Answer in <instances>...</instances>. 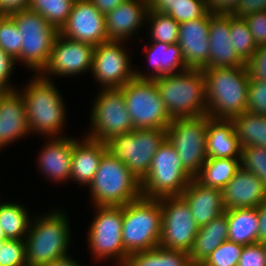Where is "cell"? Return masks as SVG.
I'll return each mask as SVG.
<instances>
[{
	"label": "cell",
	"mask_w": 266,
	"mask_h": 266,
	"mask_svg": "<svg viewBox=\"0 0 266 266\" xmlns=\"http://www.w3.org/2000/svg\"><path fill=\"white\" fill-rule=\"evenodd\" d=\"M9 91L8 88L3 87L0 85V103L2 101V99L4 98V96L7 94V92Z\"/></svg>",
	"instance_id": "11a10c76"
},
{
	"label": "cell",
	"mask_w": 266,
	"mask_h": 266,
	"mask_svg": "<svg viewBox=\"0 0 266 266\" xmlns=\"http://www.w3.org/2000/svg\"><path fill=\"white\" fill-rule=\"evenodd\" d=\"M181 196L188 203L199 228L226 211L222 190L203 186L195 178L188 183Z\"/></svg>",
	"instance_id": "cb8c5ba5"
},
{
	"label": "cell",
	"mask_w": 266,
	"mask_h": 266,
	"mask_svg": "<svg viewBox=\"0 0 266 266\" xmlns=\"http://www.w3.org/2000/svg\"><path fill=\"white\" fill-rule=\"evenodd\" d=\"M31 219L23 205L13 202L0 203V227L7 239L24 240L29 231Z\"/></svg>",
	"instance_id": "d6a6232c"
},
{
	"label": "cell",
	"mask_w": 266,
	"mask_h": 266,
	"mask_svg": "<svg viewBox=\"0 0 266 266\" xmlns=\"http://www.w3.org/2000/svg\"><path fill=\"white\" fill-rule=\"evenodd\" d=\"M0 266H27L25 240L0 241Z\"/></svg>",
	"instance_id": "ab89813d"
},
{
	"label": "cell",
	"mask_w": 266,
	"mask_h": 266,
	"mask_svg": "<svg viewBox=\"0 0 266 266\" xmlns=\"http://www.w3.org/2000/svg\"><path fill=\"white\" fill-rule=\"evenodd\" d=\"M106 151L107 145L102 141L87 136L83 140L73 138L70 180L89 186Z\"/></svg>",
	"instance_id": "d4e9b609"
},
{
	"label": "cell",
	"mask_w": 266,
	"mask_h": 266,
	"mask_svg": "<svg viewBox=\"0 0 266 266\" xmlns=\"http://www.w3.org/2000/svg\"><path fill=\"white\" fill-rule=\"evenodd\" d=\"M44 266H82L79 262H76L70 255L63 257L62 259L54 260L51 263Z\"/></svg>",
	"instance_id": "db71d44e"
},
{
	"label": "cell",
	"mask_w": 266,
	"mask_h": 266,
	"mask_svg": "<svg viewBox=\"0 0 266 266\" xmlns=\"http://www.w3.org/2000/svg\"><path fill=\"white\" fill-rule=\"evenodd\" d=\"M161 228L160 199L141 196L124 205L122 242L125 254L128 256L158 247Z\"/></svg>",
	"instance_id": "8992f818"
},
{
	"label": "cell",
	"mask_w": 266,
	"mask_h": 266,
	"mask_svg": "<svg viewBox=\"0 0 266 266\" xmlns=\"http://www.w3.org/2000/svg\"><path fill=\"white\" fill-rule=\"evenodd\" d=\"M207 158H241V147L231 119L207 115Z\"/></svg>",
	"instance_id": "484cf974"
},
{
	"label": "cell",
	"mask_w": 266,
	"mask_h": 266,
	"mask_svg": "<svg viewBox=\"0 0 266 266\" xmlns=\"http://www.w3.org/2000/svg\"><path fill=\"white\" fill-rule=\"evenodd\" d=\"M90 224L88 244L95 260L112 259L115 266H124L127 255L122 242L123 206H95Z\"/></svg>",
	"instance_id": "8fae6325"
},
{
	"label": "cell",
	"mask_w": 266,
	"mask_h": 266,
	"mask_svg": "<svg viewBox=\"0 0 266 266\" xmlns=\"http://www.w3.org/2000/svg\"><path fill=\"white\" fill-rule=\"evenodd\" d=\"M148 0H127L105 15L108 41H124L145 24Z\"/></svg>",
	"instance_id": "ffe728a7"
},
{
	"label": "cell",
	"mask_w": 266,
	"mask_h": 266,
	"mask_svg": "<svg viewBox=\"0 0 266 266\" xmlns=\"http://www.w3.org/2000/svg\"><path fill=\"white\" fill-rule=\"evenodd\" d=\"M95 46L74 41L60 34L54 42L50 59L41 76L48 79V76H75L91 72L93 53Z\"/></svg>",
	"instance_id": "2e32d148"
},
{
	"label": "cell",
	"mask_w": 266,
	"mask_h": 266,
	"mask_svg": "<svg viewBox=\"0 0 266 266\" xmlns=\"http://www.w3.org/2000/svg\"><path fill=\"white\" fill-rule=\"evenodd\" d=\"M230 36L237 55L247 63L257 46L244 18L230 15Z\"/></svg>",
	"instance_id": "d590c367"
},
{
	"label": "cell",
	"mask_w": 266,
	"mask_h": 266,
	"mask_svg": "<svg viewBox=\"0 0 266 266\" xmlns=\"http://www.w3.org/2000/svg\"><path fill=\"white\" fill-rule=\"evenodd\" d=\"M228 240V220L225 213L200 227L188 252L194 266H199L220 244Z\"/></svg>",
	"instance_id": "83f0119b"
},
{
	"label": "cell",
	"mask_w": 266,
	"mask_h": 266,
	"mask_svg": "<svg viewBox=\"0 0 266 266\" xmlns=\"http://www.w3.org/2000/svg\"><path fill=\"white\" fill-rule=\"evenodd\" d=\"M192 179L183 168L175 148L166 139L154 154L147 175L140 181L141 195L155 199L181 196Z\"/></svg>",
	"instance_id": "ba28073f"
},
{
	"label": "cell",
	"mask_w": 266,
	"mask_h": 266,
	"mask_svg": "<svg viewBox=\"0 0 266 266\" xmlns=\"http://www.w3.org/2000/svg\"><path fill=\"white\" fill-rule=\"evenodd\" d=\"M243 245L229 240L220 244L199 266H237Z\"/></svg>",
	"instance_id": "74e56055"
},
{
	"label": "cell",
	"mask_w": 266,
	"mask_h": 266,
	"mask_svg": "<svg viewBox=\"0 0 266 266\" xmlns=\"http://www.w3.org/2000/svg\"><path fill=\"white\" fill-rule=\"evenodd\" d=\"M266 11V0H239L232 16L245 18L257 12Z\"/></svg>",
	"instance_id": "bcb514c9"
},
{
	"label": "cell",
	"mask_w": 266,
	"mask_h": 266,
	"mask_svg": "<svg viewBox=\"0 0 266 266\" xmlns=\"http://www.w3.org/2000/svg\"><path fill=\"white\" fill-rule=\"evenodd\" d=\"M15 60L7 55L1 48H0V85L3 87L8 88L9 90H13L12 85L9 82L11 81V73L13 72L15 67ZM10 80V81H9Z\"/></svg>",
	"instance_id": "7dc6e473"
},
{
	"label": "cell",
	"mask_w": 266,
	"mask_h": 266,
	"mask_svg": "<svg viewBox=\"0 0 266 266\" xmlns=\"http://www.w3.org/2000/svg\"><path fill=\"white\" fill-rule=\"evenodd\" d=\"M241 168V158H207L194 177L203 186L223 189Z\"/></svg>",
	"instance_id": "f546056e"
},
{
	"label": "cell",
	"mask_w": 266,
	"mask_h": 266,
	"mask_svg": "<svg viewBox=\"0 0 266 266\" xmlns=\"http://www.w3.org/2000/svg\"><path fill=\"white\" fill-rule=\"evenodd\" d=\"M169 116H206V88L202 69L188 68L176 74L153 79Z\"/></svg>",
	"instance_id": "277c9868"
},
{
	"label": "cell",
	"mask_w": 266,
	"mask_h": 266,
	"mask_svg": "<svg viewBox=\"0 0 266 266\" xmlns=\"http://www.w3.org/2000/svg\"><path fill=\"white\" fill-rule=\"evenodd\" d=\"M166 140V129H134L106 142L107 150L120 159L141 181L148 173L158 148Z\"/></svg>",
	"instance_id": "9c48e42d"
},
{
	"label": "cell",
	"mask_w": 266,
	"mask_h": 266,
	"mask_svg": "<svg viewBox=\"0 0 266 266\" xmlns=\"http://www.w3.org/2000/svg\"><path fill=\"white\" fill-rule=\"evenodd\" d=\"M50 78L36 74L24 91L19 90L24 97L29 132H37L47 138L59 137L64 131L67 114L63 97Z\"/></svg>",
	"instance_id": "7a4b0ae2"
},
{
	"label": "cell",
	"mask_w": 266,
	"mask_h": 266,
	"mask_svg": "<svg viewBox=\"0 0 266 266\" xmlns=\"http://www.w3.org/2000/svg\"><path fill=\"white\" fill-rule=\"evenodd\" d=\"M21 33L10 15H0V48L14 60L20 56Z\"/></svg>",
	"instance_id": "8d00e7d4"
},
{
	"label": "cell",
	"mask_w": 266,
	"mask_h": 266,
	"mask_svg": "<svg viewBox=\"0 0 266 266\" xmlns=\"http://www.w3.org/2000/svg\"><path fill=\"white\" fill-rule=\"evenodd\" d=\"M88 187L94 206H124L142 196L140 181L108 150Z\"/></svg>",
	"instance_id": "5b68a950"
},
{
	"label": "cell",
	"mask_w": 266,
	"mask_h": 266,
	"mask_svg": "<svg viewBox=\"0 0 266 266\" xmlns=\"http://www.w3.org/2000/svg\"><path fill=\"white\" fill-rule=\"evenodd\" d=\"M95 7L104 15H106L111 10H114L121 3L126 2L127 0H89Z\"/></svg>",
	"instance_id": "f5cc1de1"
},
{
	"label": "cell",
	"mask_w": 266,
	"mask_h": 266,
	"mask_svg": "<svg viewBox=\"0 0 266 266\" xmlns=\"http://www.w3.org/2000/svg\"><path fill=\"white\" fill-rule=\"evenodd\" d=\"M239 0H206L210 14L231 15Z\"/></svg>",
	"instance_id": "c3c4849f"
},
{
	"label": "cell",
	"mask_w": 266,
	"mask_h": 266,
	"mask_svg": "<svg viewBox=\"0 0 266 266\" xmlns=\"http://www.w3.org/2000/svg\"><path fill=\"white\" fill-rule=\"evenodd\" d=\"M120 89L134 129H167L172 118L154 80L135 78Z\"/></svg>",
	"instance_id": "30bf717a"
},
{
	"label": "cell",
	"mask_w": 266,
	"mask_h": 266,
	"mask_svg": "<svg viewBox=\"0 0 266 266\" xmlns=\"http://www.w3.org/2000/svg\"><path fill=\"white\" fill-rule=\"evenodd\" d=\"M257 47L266 46V11L257 12L244 18Z\"/></svg>",
	"instance_id": "ee69618b"
},
{
	"label": "cell",
	"mask_w": 266,
	"mask_h": 266,
	"mask_svg": "<svg viewBox=\"0 0 266 266\" xmlns=\"http://www.w3.org/2000/svg\"><path fill=\"white\" fill-rule=\"evenodd\" d=\"M228 220V240L240 245L258 243L259 221L256 207L236 208L224 212Z\"/></svg>",
	"instance_id": "f1b7e54d"
},
{
	"label": "cell",
	"mask_w": 266,
	"mask_h": 266,
	"mask_svg": "<svg viewBox=\"0 0 266 266\" xmlns=\"http://www.w3.org/2000/svg\"><path fill=\"white\" fill-rule=\"evenodd\" d=\"M19 90H9L0 103V150L29 134L24 97Z\"/></svg>",
	"instance_id": "603a6c76"
},
{
	"label": "cell",
	"mask_w": 266,
	"mask_h": 266,
	"mask_svg": "<svg viewBox=\"0 0 266 266\" xmlns=\"http://www.w3.org/2000/svg\"><path fill=\"white\" fill-rule=\"evenodd\" d=\"M75 0H31L29 9L39 13L60 30L66 23Z\"/></svg>",
	"instance_id": "836d02e7"
},
{
	"label": "cell",
	"mask_w": 266,
	"mask_h": 266,
	"mask_svg": "<svg viewBox=\"0 0 266 266\" xmlns=\"http://www.w3.org/2000/svg\"><path fill=\"white\" fill-rule=\"evenodd\" d=\"M124 266H194L185 251L165 249L160 246L131 253Z\"/></svg>",
	"instance_id": "4dcf8cb0"
},
{
	"label": "cell",
	"mask_w": 266,
	"mask_h": 266,
	"mask_svg": "<svg viewBox=\"0 0 266 266\" xmlns=\"http://www.w3.org/2000/svg\"><path fill=\"white\" fill-rule=\"evenodd\" d=\"M257 209L259 230H258V243L266 242V200L263 201Z\"/></svg>",
	"instance_id": "f907efd6"
},
{
	"label": "cell",
	"mask_w": 266,
	"mask_h": 266,
	"mask_svg": "<svg viewBox=\"0 0 266 266\" xmlns=\"http://www.w3.org/2000/svg\"><path fill=\"white\" fill-rule=\"evenodd\" d=\"M209 43V62L204 68L246 66L233 46L230 36V15L211 14Z\"/></svg>",
	"instance_id": "44dd1931"
},
{
	"label": "cell",
	"mask_w": 266,
	"mask_h": 266,
	"mask_svg": "<svg viewBox=\"0 0 266 266\" xmlns=\"http://www.w3.org/2000/svg\"><path fill=\"white\" fill-rule=\"evenodd\" d=\"M241 167L254 173L266 186V148L260 146L242 147Z\"/></svg>",
	"instance_id": "f35d334b"
},
{
	"label": "cell",
	"mask_w": 266,
	"mask_h": 266,
	"mask_svg": "<svg viewBox=\"0 0 266 266\" xmlns=\"http://www.w3.org/2000/svg\"><path fill=\"white\" fill-rule=\"evenodd\" d=\"M178 0H148V10L167 14Z\"/></svg>",
	"instance_id": "816d5d0a"
},
{
	"label": "cell",
	"mask_w": 266,
	"mask_h": 266,
	"mask_svg": "<svg viewBox=\"0 0 266 266\" xmlns=\"http://www.w3.org/2000/svg\"><path fill=\"white\" fill-rule=\"evenodd\" d=\"M207 115L173 118L166 139L175 148L183 168L194 178L207 159Z\"/></svg>",
	"instance_id": "7c38bea8"
},
{
	"label": "cell",
	"mask_w": 266,
	"mask_h": 266,
	"mask_svg": "<svg viewBox=\"0 0 266 266\" xmlns=\"http://www.w3.org/2000/svg\"><path fill=\"white\" fill-rule=\"evenodd\" d=\"M247 111L266 116V81L250 78Z\"/></svg>",
	"instance_id": "b9f144b4"
},
{
	"label": "cell",
	"mask_w": 266,
	"mask_h": 266,
	"mask_svg": "<svg viewBox=\"0 0 266 266\" xmlns=\"http://www.w3.org/2000/svg\"><path fill=\"white\" fill-rule=\"evenodd\" d=\"M93 101L87 137L106 143L116 135L134 130L120 88H101Z\"/></svg>",
	"instance_id": "4fadbf2b"
},
{
	"label": "cell",
	"mask_w": 266,
	"mask_h": 266,
	"mask_svg": "<svg viewBox=\"0 0 266 266\" xmlns=\"http://www.w3.org/2000/svg\"><path fill=\"white\" fill-rule=\"evenodd\" d=\"M208 116L232 119L247 111L250 74L247 66L203 68Z\"/></svg>",
	"instance_id": "6da1fadb"
},
{
	"label": "cell",
	"mask_w": 266,
	"mask_h": 266,
	"mask_svg": "<svg viewBox=\"0 0 266 266\" xmlns=\"http://www.w3.org/2000/svg\"><path fill=\"white\" fill-rule=\"evenodd\" d=\"M211 14L180 24L178 44L187 68L203 69L209 62Z\"/></svg>",
	"instance_id": "ac0fdd59"
},
{
	"label": "cell",
	"mask_w": 266,
	"mask_h": 266,
	"mask_svg": "<svg viewBox=\"0 0 266 266\" xmlns=\"http://www.w3.org/2000/svg\"><path fill=\"white\" fill-rule=\"evenodd\" d=\"M59 34L93 46L108 41L105 15L89 0H75Z\"/></svg>",
	"instance_id": "e0dca14e"
},
{
	"label": "cell",
	"mask_w": 266,
	"mask_h": 266,
	"mask_svg": "<svg viewBox=\"0 0 266 266\" xmlns=\"http://www.w3.org/2000/svg\"><path fill=\"white\" fill-rule=\"evenodd\" d=\"M246 66L250 77L266 81V46L257 47Z\"/></svg>",
	"instance_id": "f6af8a7d"
},
{
	"label": "cell",
	"mask_w": 266,
	"mask_h": 266,
	"mask_svg": "<svg viewBox=\"0 0 266 266\" xmlns=\"http://www.w3.org/2000/svg\"><path fill=\"white\" fill-rule=\"evenodd\" d=\"M54 209L34 217L25 236L27 266H44L68 256L71 243L69 218ZM34 220V222H33Z\"/></svg>",
	"instance_id": "3957f363"
},
{
	"label": "cell",
	"mask_w": 266,
	"mask_h": 266,
	"mask_svg": "<svg viewBox=\"0 0 266 266\" xmlns=\"http://www.w3.org/2000/svg\"><path fill=\"white\" fill-rule=\"evenodd\" d=\"M124 41H107L96 45L91 73L102 89L121 88L135 79L130 56L123 47Z\"/></svg>",
	"instance_id": "9a60e30c"
},
{
	"label": "cell",
	"mask_w": 266,
	"mask_h": 266,
	"mask_svg": "<svg viewBox=\"0 0 266 266\" xmlns=\"http://www.w3.org/2000/svg\"><path fill=\"white\" fill-rule=\"evenodd\" d=\"M31 0H0V15H10L28 9Z\"/></svg>",
	"instance_id": "681fc988"
},
{
	"label": "cell",
	"mask_w": 266,
	"mask_h": 266,
	"mask_svg": "<svg viewBox=\"0 0 266 266\" xmlns=\"http://www.w3.org/2000/svg\"><path fill=\"white\" fill-rule=\"evenodd\" d=\"M207 13L206 0H178L167 13L179 24L203 17Z\"/></svg>",
	"instance_id": "60d3db41"
},
{
	"label": "cell",
	"mask_w": 266,
	"mask_h": 266,
	"mask_svg": "<svg viewBox=\"0 0 266 266\" xmlns=\"http://www.w3.org/2000/svg\"><path fill=\"white\" fill-rule=\"evenodd\" d=\"M225 210L258 207L266 200V186L252 172L242 167L222 189Z\"/></svg>",
	"instance_id": "d6986e66"
},
{
	"label": "cell",
	"mask_w": 266,
	"mask_h": 266,
	"mask_svg": "<svg viewBox=\"0 0 266 266\" xmlns=\"http://www.w3.org/2000/svg\"><path fill=\"white\" fill-rule=\"evenodd\" d=\"M48 140L38 155L40 173L53 182L70 180L73 139L60 135L59 138L52 137Z\"/></svg>",
	"instance_id": "7402d4cb"
},
{
	"label": "cell",
	"mask_w": 266,
	"mask_h": 266,
	"mask_svg": "<svg viewBox=\"0 0 266 266\" xmlns=\"http://www.w3.org/2000/svg\"><path fill=\"white\" fill-rule=\"evenodd\" d=\"M150 25V42L174 44L178 42L180 24L171 16L159 12L147 11L146 19Z\"/></svg>",
	"instance_id": "e575fe53"
},
{
	"label": "cell",
	"mask_w": 266,
	"mask_h": 266,
	"mask_svg": "<svg viewBox=\"0 0 266 266\" xmlns=\"http://www.w3.org/2000/svg\"><path fill=\"white\" fill-rule=\"evenodd\" d=\"M5 239H7V238L5 237V234H4L3 230H2V228L0 227V241L1 240H5Z\"/></svg>",
	"instance_id": "9f6ffc18"
},
{
	"label": "cell",
	"mask_w": 266,
	"mask_h": 266,
	"mask_svg": "<svg viewBox=\"0 0 266 266\" xmlns=\"http://www.w3.org/2000/svg\"><path fill=\"white\" fill-rule=\"evenodd\" d=\"M231 120L241 148L245 146L266 148V116L246 111Z\"/></svg>",
	"instance_id": "1f68e13d"
},
{
	"label": "cell",
	"mask_w": 266,
	"mask_h": 266,
	"mask_svg": "<svg viewBox=\"0 0 266 266\" xmlns=\"http://www.w3.org/2000/svg\"><path fill=\"white\" fill-rule=\"evenodd\" d=\"M147 46H145V55L153 70L148 74L135 71L136 79L153 80L156 77L176 74L188 69L178 43L151 42V45Z\"/></svg>",
	"instance_id": "4316f807"
},
{
	"label": "cell",
	"mask_w": 266,
	"mask_h": 266,
	"mask_svg": "<svg viewBox=\"0 0 266 266\" xmlns=\"http://www.w3.org/2000/svg\"><path fill=\"white\" fill-rule=\"evenodd\" d=\"M21 33V52L15 62L40 74L49 62L59 30L49 24L39 13L24 9L10 14Z\"/></svg>",
	"instance_id": "52a82bcc"
},
{
	"label": "cell",
	"mask_w": 266,
	"mask_h": 266,
	"mask_svg": "<svg viewBox=\"0 0 266 266\" xmlns=\"http://www.w3.org/2000/svg\"><path fill=\"white\" fill-rule=\"evenodd\" d=\"M159 199L162 211L159 246L188 253L199 229L188 203L182 196Z\"/></svg>",
	"instance_id": "5bb4252c"
},
{
	"label": "cell",
	"mask_w": 266,
	"mask_h": 266,
	"mask_svg": "<svg viewBox=\"0 0 266 266\" xmlns=\"http://www.w3.org/2000/svg\"><path fill=\"white\" fill-rule=\"evenodd\" d=\"M237 266H266V249L263 243L245 245Z\"/></svg>",
	"instance_id": "7bdbcfd3"
}]
</instances>
